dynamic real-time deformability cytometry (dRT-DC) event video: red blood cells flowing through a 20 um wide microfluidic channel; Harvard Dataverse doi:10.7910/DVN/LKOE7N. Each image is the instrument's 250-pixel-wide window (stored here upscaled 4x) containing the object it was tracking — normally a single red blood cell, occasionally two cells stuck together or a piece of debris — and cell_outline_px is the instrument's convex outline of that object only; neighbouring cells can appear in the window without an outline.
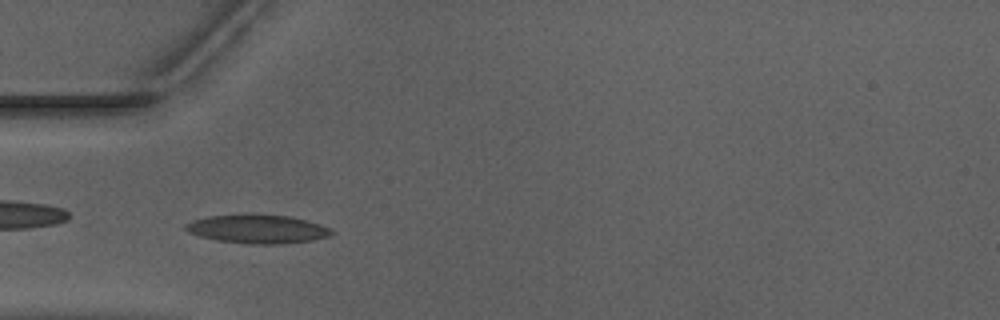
{"species": "Egyptian fruit bat (a non-hibernating species)", "species_latin": "Rousettus aegyptiacus", "temperature_condition": "warm", "stored_images_in_passage": 48, "camera_frame_rate_fps": 3000, "um_per_image_px": 0.085, "animal": {"sex": "male"}, "frame": {"image": 1, "passage_image": 12, "time_ms": 3.667, "image_size_px": [1000, 320], "cell_outline_px": [[336, 232], [332, 236], [312, 240], [284, 244], [248, 244], [216, 240], [200, 236], [188, 232], [184, 228], [184, 224], [192, 220], [208, 216], [248, 212], [288, 216], [320, 224]], "centroid_in_image_um": [21.86, 19.45], "position_along_channel_um": 63.1, "area_um2": 25.03}}
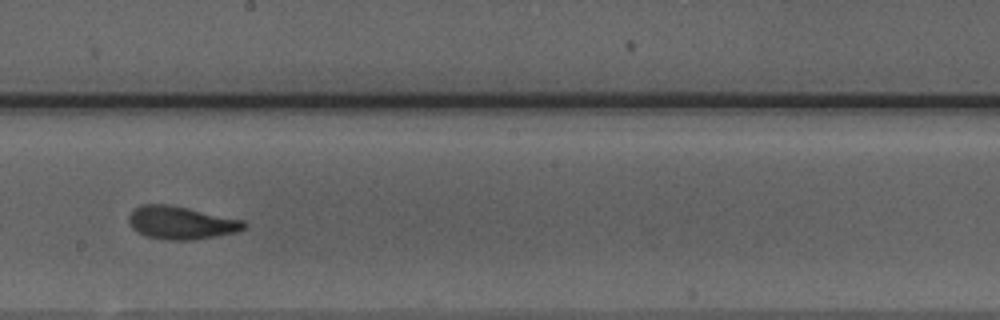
{"frame": {"image": 2, "passage_image": 25, "time_ms": 8.0, "image_size_px": [1000, 320], "cell_outline_px": [[248, 224], [244, 228], [236, 232], [216, 236], [192, 240], [164, 240], [144, 236], [132, 228], [128, 220], [128, 216], [132, 208], [140, 204], [168, 204], [244, 220]], "centroid_in_image_um": [15.34, 18.93], "position_along_channel_um": 232.9, "area_um2": 22.31}}
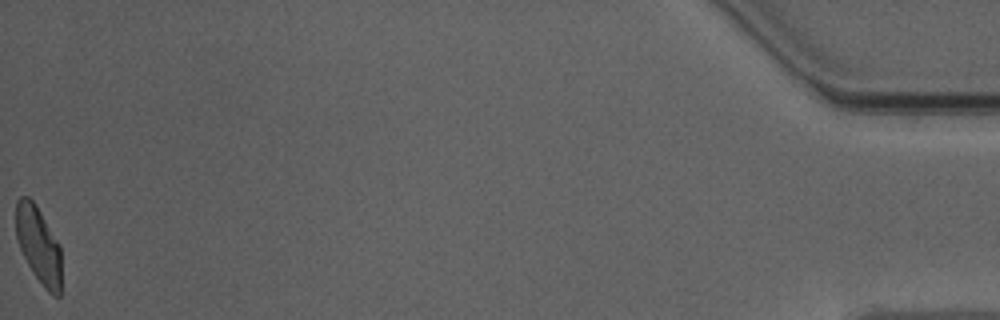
{"frame": {"image": 3, "passage_image": 48, "time_ms": 15.667, "image_size_px": [1000, 320], "cell_outline_px": [[60, 296], [52, 296], [44, 288], [32, 272], [20, 248], [16, 236], [16, 200], [20, 196], [28, 196], [36, 204], [60, 244]], "centroid_in_image_um": [3.27, 20.81], "position_along_channel_um": 431.9, "area_um2": 20.35}, "authors_computed_cell_mechanics": {"area_um2": 21.7906, "velocity_mm_per_s": 3.9496, "shape_relaxation_time_tau1_ms": 3.643, "shape_relaxation_time_tau2_ms": 1.4096, "deformation_change_tau1": 0.1588, "deformation_change_tau2": 0.0814}}